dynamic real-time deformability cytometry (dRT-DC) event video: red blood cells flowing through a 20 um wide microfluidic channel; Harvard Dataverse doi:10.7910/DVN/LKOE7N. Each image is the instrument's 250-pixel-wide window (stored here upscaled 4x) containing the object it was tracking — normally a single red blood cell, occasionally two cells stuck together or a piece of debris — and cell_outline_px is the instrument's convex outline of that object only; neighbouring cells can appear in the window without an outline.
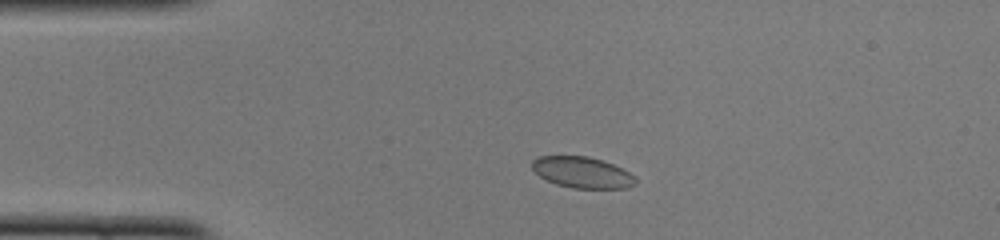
{"species": "common noctule bat (a hibernating species)", "species_latin": "Nyctalus noctula", "temperature_condition": "cold", "stored_images_in_passage": 41, "camera_frame_rate_fps": 3000, "um_per_image_px": 0.085, "animal": {"sex": "female", "body_mass_g": 22.0, "forearm_length_mm": 56.7}, "frame": {"image": 1, "passage_image": 1, "time_ms": 0.0, "image_size_px": [1000, 240], "cell_outline_px": [[636, 184], [628, 188], [572, 188], [556, 184], [540, 176], [532, 168], [532, 160], [540, 156], [588, 156], [604, 160], [628, 172], [636, 180]], "centroid_in_image_um": [49.48, 14.65], "position_along_channel_um": 35.5, "area_um2": 18.61}}
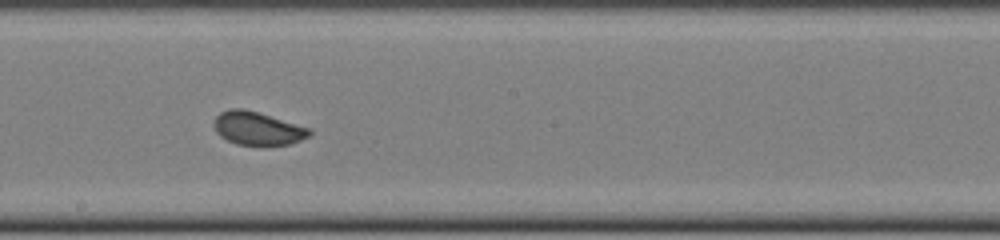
{"frame": {"image": 2, "passage_image": 18, "time_ms": 5.667, "image_size_px": [1000, 240], "cell_outline_px": [[312, 132], [308, 136], [300, 140], [288, 144], [264, 148], [260, 148], [236, 144], [220, 136], [216, 132], [212, 124], [216, 116], [220, 112], [228, 108], [244, 108], [312, 128]], "centroid_in_image_um": [21.88, 10.94], "position_along_channel_um": 226.3, "area_um2": 19.25}}
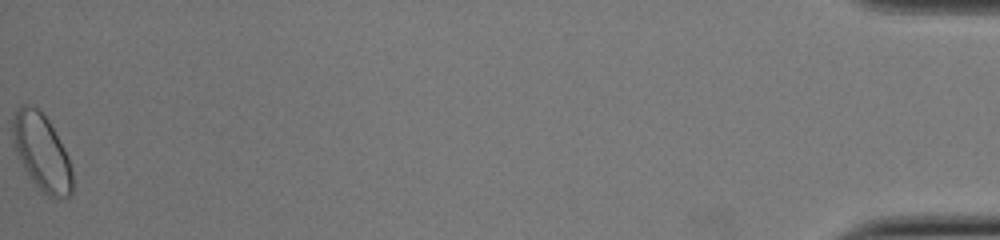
{"frame": {"image": 3, "passage_image": 41, "time_ms": 13.333, "image_size_px": [1000, 240], "cell_outline_px": [[72, 196], [60, 200], [56, 200], [48, 196], [32, 180], [12, 144], [12, 116], [20, 104], [28, 104], [36, 108], [48, 120], [64, 148], [68, 156], [72, 172]], "centroid_in_image_um": [3.55, 12.95], "position_along_channel_um": 431.7, "area_um2": 26.53}, "authors_computed_cell_mechanics": {"area_um2": 18.9006, "velocity_mm_per_s": 3.9646, "shape_relaxation_time_tau1_ms": 2.1382, "shape_relaxation_time_tau2_ms": null, "deformation_change_tau1": 0.056, "deformation_change_tau2": null}}